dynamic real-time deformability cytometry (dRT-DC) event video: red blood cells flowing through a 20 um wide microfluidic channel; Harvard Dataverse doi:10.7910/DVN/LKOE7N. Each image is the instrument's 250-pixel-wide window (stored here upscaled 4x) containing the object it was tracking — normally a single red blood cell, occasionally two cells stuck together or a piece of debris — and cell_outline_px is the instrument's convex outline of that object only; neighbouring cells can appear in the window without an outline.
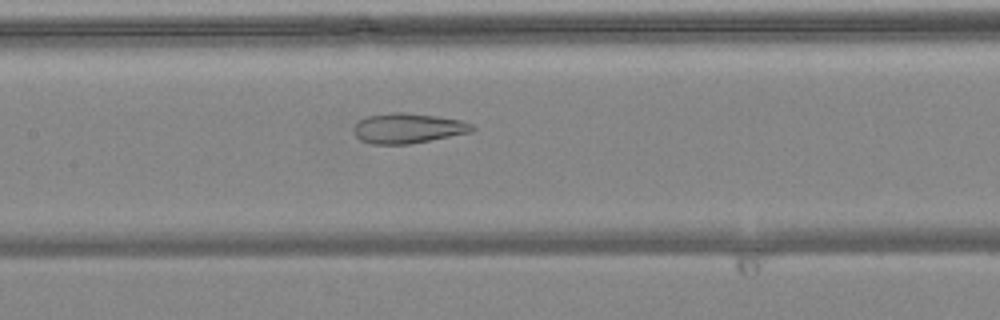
{"species": "common noctule bat (a hibernating species)", "species_latin": "Nyctalus noctula", "temperature_condition": "warm", "stored_images_in_passage": 9, "segment_of_instrument_passage": [2, 2], "camera_frame_rate_fps": 3000, "um_per_image_px": 0.085, "animal": {"sex": "female", "body_mass_g": 24.6, "forearm_length_mm": 56.2}, "frame": {"image": 1, "passage_image": 9, "time_ms": 2.667, "image_size_px": [1000, 320], "cell_outline_px": [[476, 128], [472, 132], [408, 144], [372, 144], [360, 140], [352, 132], [352, 128], [364, 116], [392, 112], [408, 112], [464, 120], [472, 124]], "centroid_in_image_um": [34.66, 10.89], "position_along_channel_um": 172.7, "area_um2": 20.98}}